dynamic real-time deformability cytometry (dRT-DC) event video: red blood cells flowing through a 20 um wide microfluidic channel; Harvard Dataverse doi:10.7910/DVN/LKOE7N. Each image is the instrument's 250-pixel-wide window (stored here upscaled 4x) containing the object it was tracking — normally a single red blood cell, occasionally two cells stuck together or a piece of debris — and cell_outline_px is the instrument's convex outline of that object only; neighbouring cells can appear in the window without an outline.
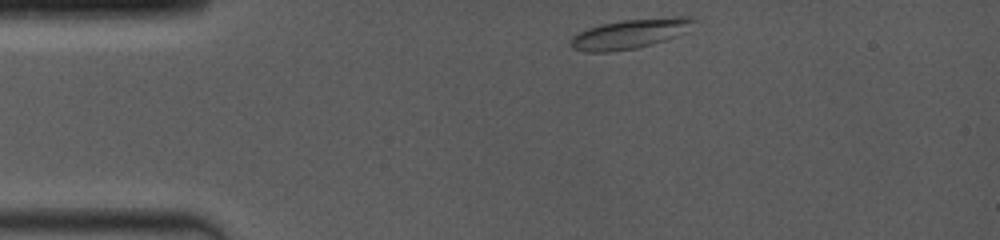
{"species": "common noctule bat (a hibernating species)", "species_latin": "Nyctalus noctula", "temperature_condition": "room temperature", "stored_images_in_passage": 48, "camera_frame_rate_fps": 4000, "um_per_image_px": 0.085, "animal": {"sex": "female", "body_mass_g": 19.0, "forearm_length_mm": 53.3}, "frame": {"image": 1, "passage_image": 1, "time_ms": 0.0, "image_size_px": [1000, 240], "cell_outline_px": [[700, 20], [688, 32], [652, 44], [636, 48], [608, 52], [584, 52], [572, 48], [568, 44], [568, 40], [572, 36], [588, 28], [600, 24], [624, 20], [676, 16], [688, 16]], "centroid_in_image_um": [53.59, 2.86], "position_along_channel_um": 31.4, "area_um2": 21.68}}
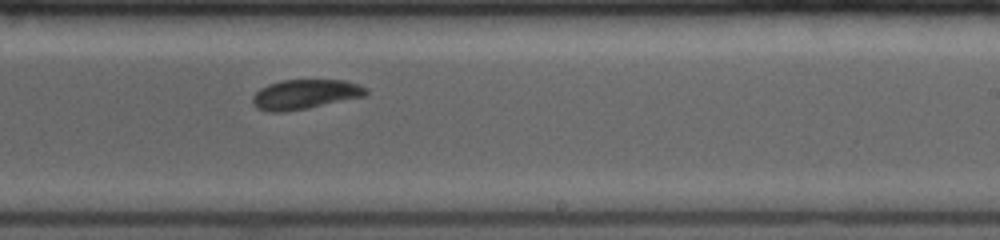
{"frame": {"image": 2, "passage_image": 29, "time_ms": 7.0, "image_size_px": [1000, 240], "cell_outline_px": [[368, 96], [308, 108], [284, 112], [272, 112], [256, 108], [252, 104], [252, 96], [260, 88], [268, 84], [280, 80], [344, 80], [368, 88]], "centroid_in_image_um": [25.93, 8.02], "position_along_channel_um": 263.1, "area_um2": 19.83}}
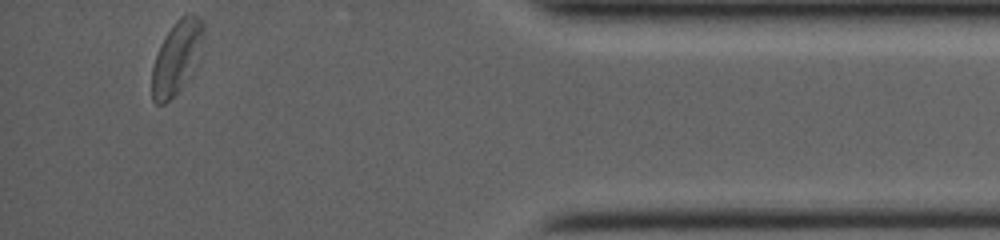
{"frame": {"image": 3, "passage_image": 48, "time_ms": 11.75, "image_size_px": [1000, 240], "cell_outline_px": [[204, 28], [180, 88], [164, 104], [156, 104], [152, 100], [152, 68], [160, 44], [176, 20], [184, 12], [192, 12], [200, 20]], "centroid_in_image_um": [14.89, 4.83], "position_along_channel_um": 420.3, "area_um2": 19.94}, "authors_computed_cell_mechanics": {"area_um2": 19.941, "velocity_mm_per_s": 4.0218, "shape_relaxation_time_tau1_ms": 2.9269, "shape_relaxation_time_tau2_ms": 1.8857, "deformation_change_tau1": 0.1097, "deformation_change_tau2": 0.06}}